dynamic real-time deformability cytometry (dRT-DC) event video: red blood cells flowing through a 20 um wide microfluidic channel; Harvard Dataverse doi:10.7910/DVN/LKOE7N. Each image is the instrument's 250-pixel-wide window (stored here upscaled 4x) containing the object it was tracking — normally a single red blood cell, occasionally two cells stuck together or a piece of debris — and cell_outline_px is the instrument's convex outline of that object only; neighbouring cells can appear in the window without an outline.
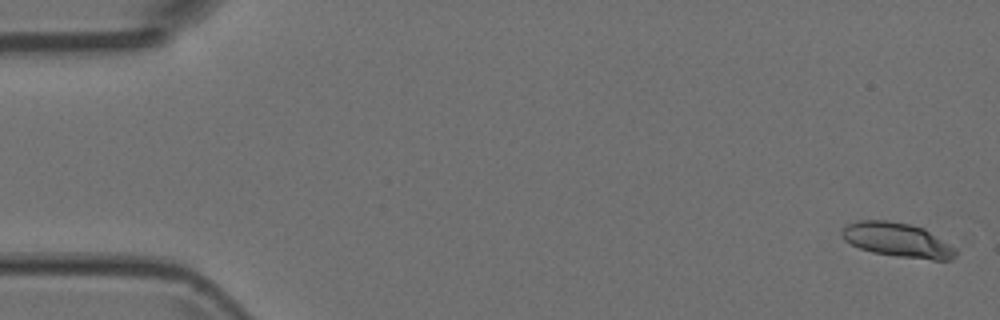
{"species": "Egyptian fruit bat (a non-hibernating species)", "species_latin": "Rousettus aegyptiacus", "temperature_condition": "room temperature", "stored_images_in_passage": 5, "camera_frame_rate_fps": 3000, "um_per_image_px": 0.085, "animal": {"sex": "female"}, "frame": {"image": 1, "passage_image": 1, "time_ms": 0.0, "image_size_px": [1000, 320], "cell_outline_px": [[956, 256], [952, 260], [932, 260], [896, 256], [872, 252], [860, 248], [844, 240], [840, 232], [848, 224], [860, 220], [888, 220], [908, 224], [924, 228], [956, 248]], "centroid_in_image_um": [76.3, 20.4], "position_along_channel_um": 8.7, "area_um2": 22.72}}
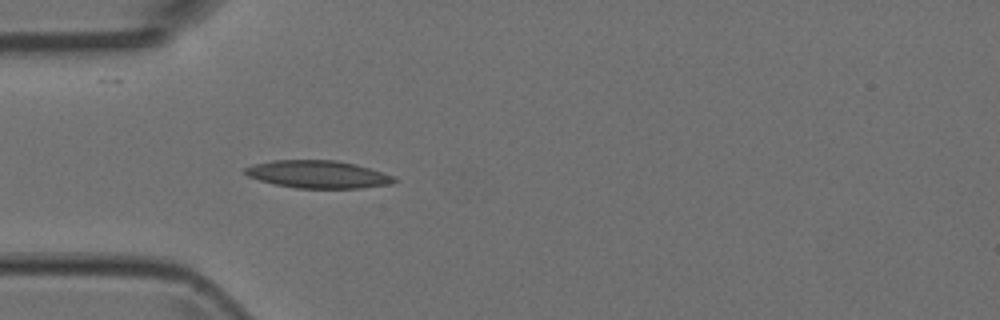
{"frame": {"image": 2, "passage_image": 5, "time_ms": 1.333, "image_size_px": [1000, 320], "cell_outline_px": [[396, 180], [392, 184], [360, 188], [296, 188], [276, 184], [260, 180], [248, 176], [244, 172], [244, 168], [252, 164], [272, 160], [336, 160], [356, 164], [396, 176]], "centroid_in_image_um": [27.04, 14.81], "position_along_channel_um": 58.0, "area_um2": 24.04}}